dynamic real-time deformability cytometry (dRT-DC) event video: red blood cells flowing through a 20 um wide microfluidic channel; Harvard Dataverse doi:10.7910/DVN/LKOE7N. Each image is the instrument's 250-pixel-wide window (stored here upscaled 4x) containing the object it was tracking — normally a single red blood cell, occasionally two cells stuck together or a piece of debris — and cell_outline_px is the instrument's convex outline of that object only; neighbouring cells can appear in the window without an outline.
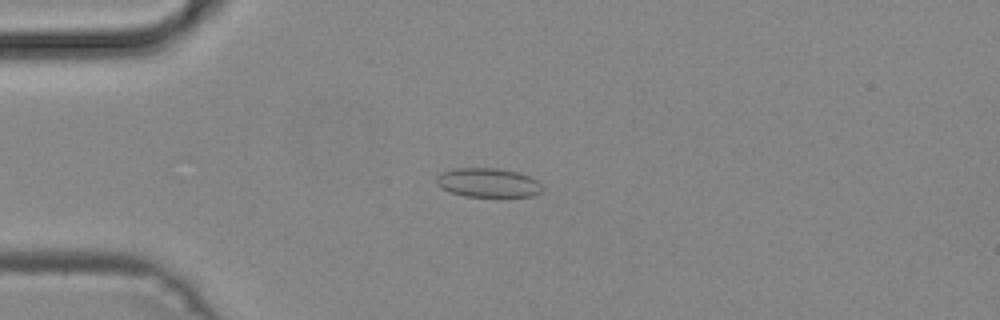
{"species": "common noctule bat (a hibernating species)", "species_latin": "Nyctalus noctula", "temperature_condition": "cold", "stored_images_in_passage": 50, "camera_frame_rate_fps": 3000, "um_per_image_px": 0.085, "animal": {"sex": "male", "body_mass_g": 19.2, "forearm_length_mm": 51.8}, "frame": {"image": 1, "passage_image": 13, "time_ms": 4.0, "image_size_px": [1000, 320], "cell_outline_px": [[544, 188], [540, 192], [532, 196], [464, 196], [452, 192], [436, 184], [436, 176], [444, 172], [456, 168], [496, 168], [516, 172], [528, 176], [536, 180]], "centroid_in_image_um": [41.49, 15.52], "position_along_channel_um": 43.5, "area_um2": 17.63}}
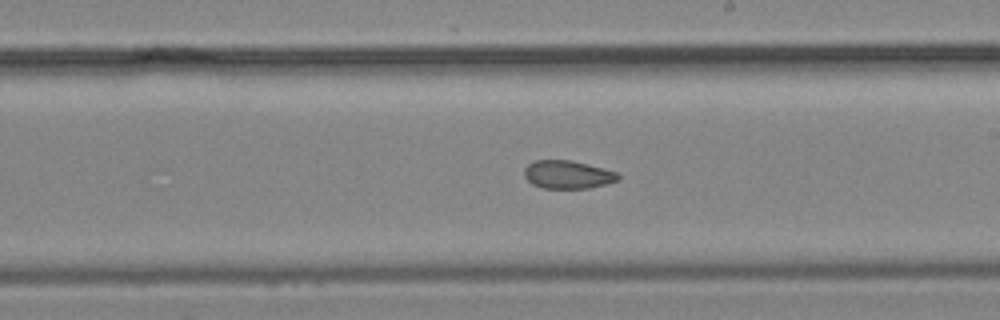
{"frame": {"image": 2, "passage_image": 29, "time_ms": 9.333, "image_size_px": [1000, 320], "cell_outline_px": [[620, 180], [608, 184], [588, 188], [544, 188], [532, 184], [524, 176], [524, 168], [528, 164], [536, 160], [568, 160], [588, 164], [604, 168], [616, 172], [620, 176]], "centroid_in_image_um": [48.27, 14.84], "position_along_channel_um": 240.7, "area_um2": 15.43}}
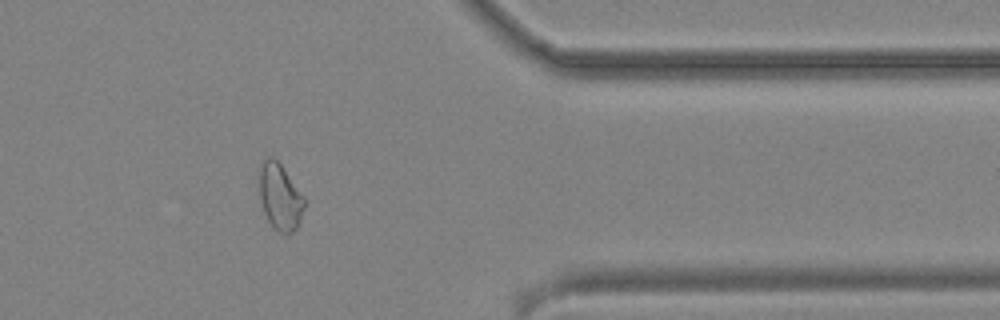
{"frame": {"image": 3, "passage_image": 41, "time_ms": 13.333, "image_size_px": [1000, 320], "cell_outline_px": [[304, 208], [300, 220], [296, 228], [288, 236], [284, 236], [268, 220], [264, 212], [260, 196], [256, 172], [256, 168], [268, 156], [272, 156], [280, 164], [304, 196]], "centroid_in_image_um": [23.76, 16.69], "position_along_channel_um": 387.6, "area_um2": 17.69}}